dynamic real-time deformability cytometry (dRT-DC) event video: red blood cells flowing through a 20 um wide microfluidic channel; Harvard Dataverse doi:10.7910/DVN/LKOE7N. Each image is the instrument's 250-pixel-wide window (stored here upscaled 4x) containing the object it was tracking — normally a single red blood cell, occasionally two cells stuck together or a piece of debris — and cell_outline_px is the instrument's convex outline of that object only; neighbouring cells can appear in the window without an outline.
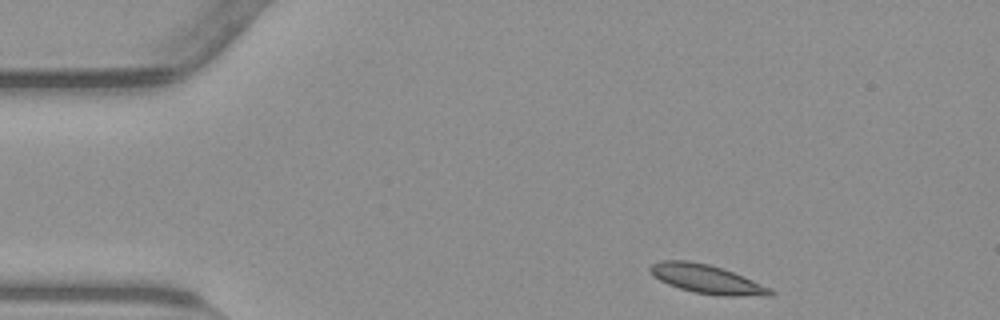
{"species": "common noctule bat (a hibernating species)", "species_latin": "Nyctalus noctula", "temperature_condition": "warm", "stored_images_in_passage": 47, "camera_frame_rate_fps": 3000, "um_per_image_px": 0.085, "animal": {"sex": "male", "body_mass_g": 23.1, "forearm_length_mm": 52.7}, "frame": {"image": 1, "passage_image": 1, "time_ms": 0.0, "image_size_px": [1000, 320], "cell_outline_px": [[776, 292], [772, 296], [720, 296], [692, 292], [668, 284], [652, 276], [648, 272], [648, 268], [652, 264], [660, 260], [688, 260], [708, 264], [744, 276], [772, 288]], "centroid_in_image_um": [60.08, 23.73], "position_along_channel_um": 24.9, "area_um2": 20.46}}
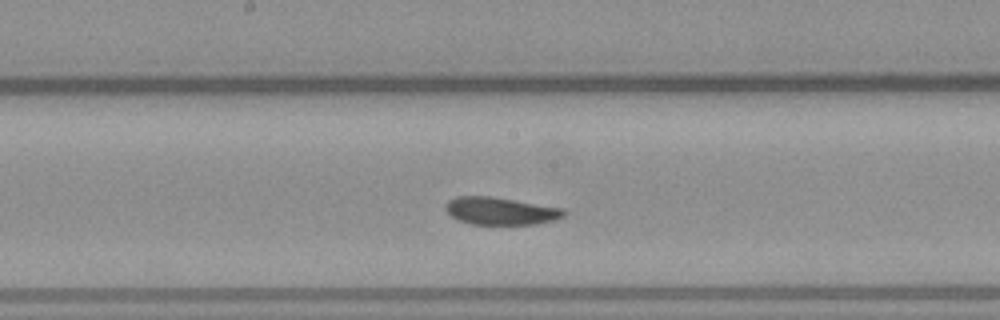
{"frame": {"image": 2, "passage_image": 21, "time_ms": 6.667, "image_size_px": [1000, 320], "cell_outline_px": [[568, 212], [564, 216], [556, 220], [536, 224], [472, 224], [460, 220], [452, 216], [444, 208], [444, 204], [448, 200], [456, 196], [492, 196], [564, 208]], "centroid_in_image_um": [42.58, 17.92], "position_along_channel_um": 205.6, "area_um2": 19.13}}
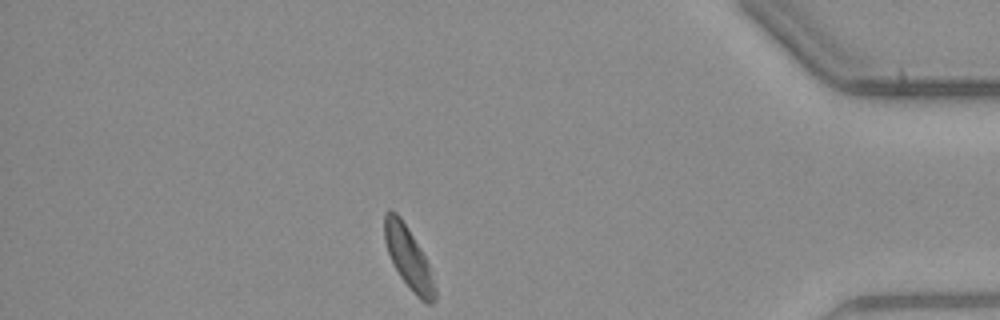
{"frame": {"image": 3, "passage_image": 40, "time_ms": 13.0, "image_size_px": [1000, 320], "cell_outline_px": [[436, 300], [432, 304], [428, 304], [420, 300], [412, 292], [400, 276], [388, 252], [384, 240], [384, 212], [388, 208], [392, 208], [400, 216], [420, 248], [428, 264], [436, 288]], "centroid_in_image_um": [34.71, 21.91], "position_along_channel_um": 400.5, "area_um2": 18.09}, "authors_computed_cell_mechanics": {"area_um2": 19.363, "velocity_mm_per_s": 3.7714, "shape_relaxation_time_tau1_ms": 2.9687, "shape_relaxation_time_tau2_ms": 5.6074, "deformation_change_tau1": 0.1042, "deformation_change_tau2": 0.1076}}